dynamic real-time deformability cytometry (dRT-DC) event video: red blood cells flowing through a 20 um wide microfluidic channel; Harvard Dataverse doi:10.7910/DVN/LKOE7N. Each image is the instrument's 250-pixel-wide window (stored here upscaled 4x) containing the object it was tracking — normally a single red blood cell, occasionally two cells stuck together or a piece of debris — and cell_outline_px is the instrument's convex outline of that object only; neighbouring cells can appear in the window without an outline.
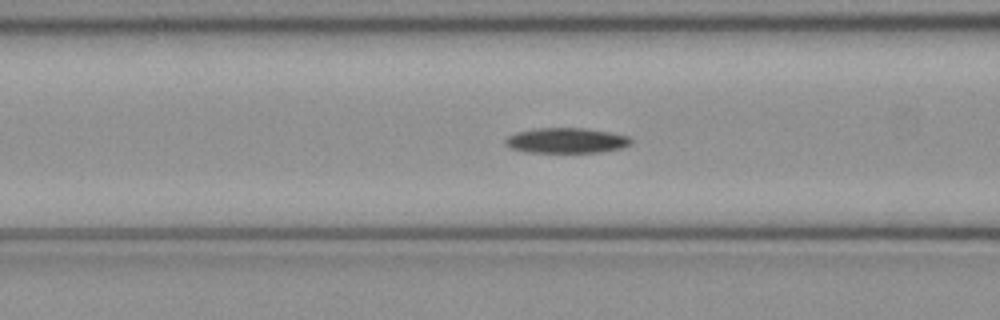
{"species": "common noctule bat (a hibernating species)", "species_latin": "Nyctalus noctula", "temperature_condition": "cold", "stored_images_in_passage": 50, "camera_frame_rate_fps": 3000, "um_per_image_px": 0.085, "animal": {"sex": "female", "body_mass_g": 21.9}, "frame": {"image": 1, "passage_image": 19, "time_ms": 6.0, "image_size_px": [1000, 320], "cell_outline_px": [[632, 144], [620, 148], [600, 152], [524, 152], [508, 148], [504, 144], [504, 140], [508, 136], [516, 132], [536, 128], [584, 128], [608, 132], [628, 136], [632, 140]], "centroid_in_image_um": [48.08, 11.95], "position_along_channel_um": 118.5, "area_um2": 18.55}}
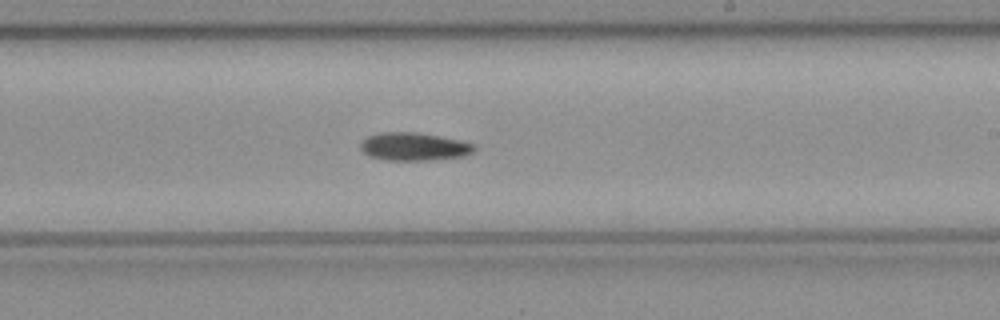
{"frame": {"image": 2, "passage_image": 29, "time_ms": 9.333, "image_size_px": [1000, 320], "cell_outline_px": [[476, 148], [472, 152], [464, 156], [432, 160], [388, 160], [368, 156], [360, 148], [360, 144], [368, 136], [380, 132], [416, 132], [440, 136], [460, 140], [476, 144]], "centroid_in_image_um": [35.21, 12.46], "position_along_channel_um": 253.8, "area_um2": 18.61}}
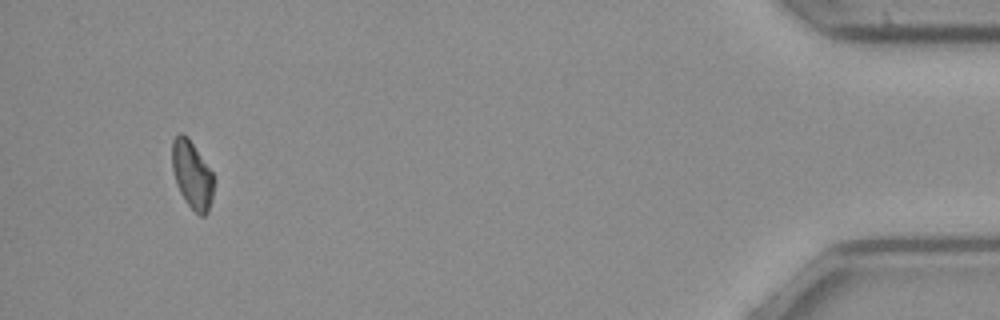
{"frame": {"image": 3, "passage_image": 47, "time_ms": 15.333, "image_size_px": [1000, 320], "cell_outline_px": [[212, 200], [208, 212], [204, 216], [200, 216], [184, 200], [176, 184], [172, 172], [172, 140], [180, 132], [188, 136], [212, 172]], "centroid_in_image_um": [16.3, 14.84], "position_along_channel_um": 418.9, "area_um2": 16.36}, "authors_computed_cell_mechanics": {"area_um2": 17.5134, "velocity_mm_per_s": 4.0652, "shape_relaxation_time_tau1_ms": 6.8102, "shape_relaxation_time_tau2_ms": null, "deformation_change_tau1": 0.1393, "deformation_change_tau2": null}}